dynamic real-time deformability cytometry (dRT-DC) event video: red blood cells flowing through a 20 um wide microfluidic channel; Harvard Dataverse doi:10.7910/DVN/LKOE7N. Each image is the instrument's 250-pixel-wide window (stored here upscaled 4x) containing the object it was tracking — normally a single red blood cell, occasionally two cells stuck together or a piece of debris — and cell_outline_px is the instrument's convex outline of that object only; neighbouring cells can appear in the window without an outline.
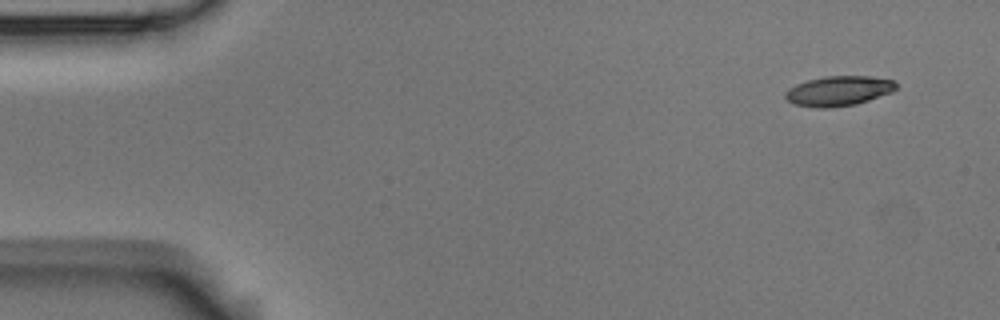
{"species": "Egyptian fruit bat (a non-hibernating species)", "species_latin": "Rousettus aegyptiacus", "temperature_condition": "room temperature", "stored_images_in_passage": 9, "camera_frame_rate_fps": 3000, "um_per_image_px": 0.085, "animal": {"sex": "male"}, "frame": {"image": 1, "passage_image": 1, "time_ms": 0.0, "image_size_px": [1000, 320], "cell_outline_px": [[896, 88], [892, 92], [856, 104], [828, 108], [816, 108], [796, 104], [788, 100], [784, 96], [784, 92], [788, 88], [796, 84], [808, 80], [824, 76], [872, 76], [892, 80], [896, 84]], "centroid_in_image_um": [71.26, 7.72], "position_along_channel_um": 13.7, "area_um2": 19.25}}
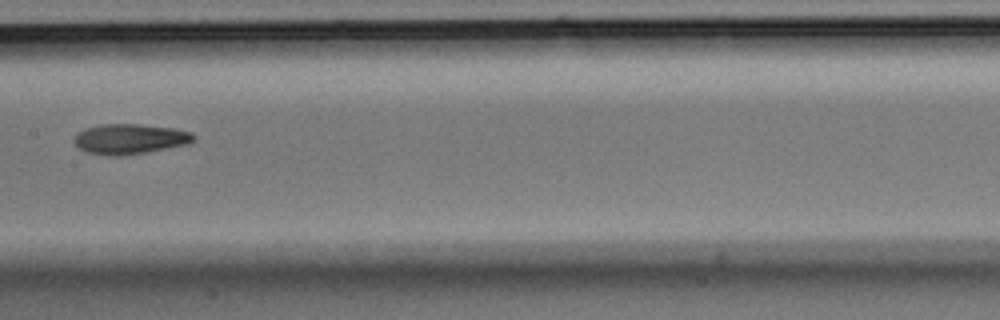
{"frame": {"image": 2, "passage_image": 6, "time_ms": 1.667, "image_size_px": [1000, 320], "cell_outline_px": [[196, 136], [188, 144], [144, 152], [120, 156], [108, 156], [88, 152], [80, 148], [72, 140], [84, 128], [104, 124], [140, 124], [172, 128], [192, 132]], "centroid_in_image_um": [11.04, 11.81], "position_along_channel_um": 196.4, "area_um2": 20.75}}
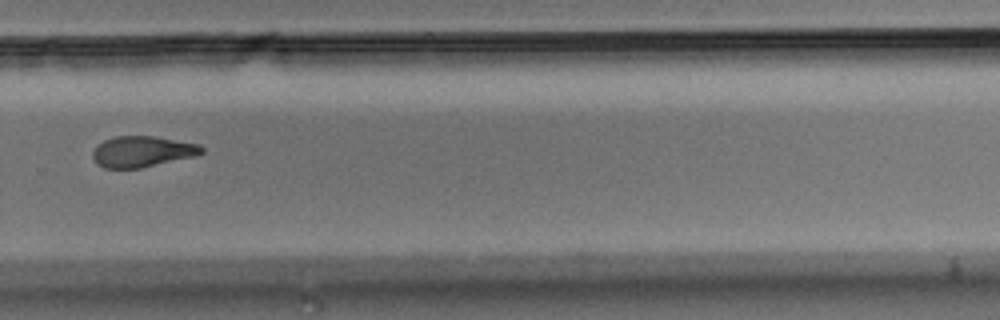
{"frame": {"image": 3, "passage_image": 9, "time_ms": 2.667, "image_size_px": [1000, 320], "cell_outline_px": [[204, 152], [196, 156], [140, 168], [104, 168], [96, 164], [92, 156], [92, 152], [104, 140], [116, 136], [156, 136], [200, 144], [204, 148]], "centroid_in_image_um": [12.12, 12.88], "position_along_channel_um": 317.7, "area_um2": 19.71}}